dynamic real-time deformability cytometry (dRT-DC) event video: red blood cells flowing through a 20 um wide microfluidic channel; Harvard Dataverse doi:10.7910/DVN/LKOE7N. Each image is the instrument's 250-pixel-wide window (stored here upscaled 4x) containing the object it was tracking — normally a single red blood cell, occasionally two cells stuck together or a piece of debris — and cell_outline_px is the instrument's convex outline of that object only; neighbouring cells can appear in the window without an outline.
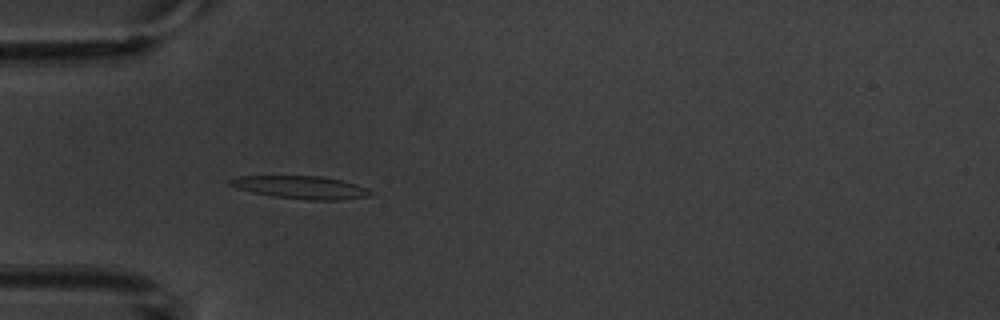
{"species": "common noctule bat (a hibernating species)", "species_latin": "Nyctalus noctula", "temperature_condition": "warm", "stored_images_in_passage": 4, "camera_frame_rate_fps": 3000, "um_per_image_px": 0.085, "animal": {"sex": "male", "body_mass_g": 20.1, "forearm_length_mm": 53.5}, "frame": {"image": 1, "passage_image": 4, "time_ms": 3.333, "image_size_px": [1000, 320], "cell_outline_px": [[372, 192], [368, 196], [340, 200], [308, 200], [272, 196], [252, 192], [236, 188], [228, 184], [228, 180], [236, 176], [320, 176], [340, 180], [356, 184], [368, 188]], "centroid_in_image_um": [25.54, 15.92], "position_along_channel_um": 59.5, "area_um2": 18.67}}